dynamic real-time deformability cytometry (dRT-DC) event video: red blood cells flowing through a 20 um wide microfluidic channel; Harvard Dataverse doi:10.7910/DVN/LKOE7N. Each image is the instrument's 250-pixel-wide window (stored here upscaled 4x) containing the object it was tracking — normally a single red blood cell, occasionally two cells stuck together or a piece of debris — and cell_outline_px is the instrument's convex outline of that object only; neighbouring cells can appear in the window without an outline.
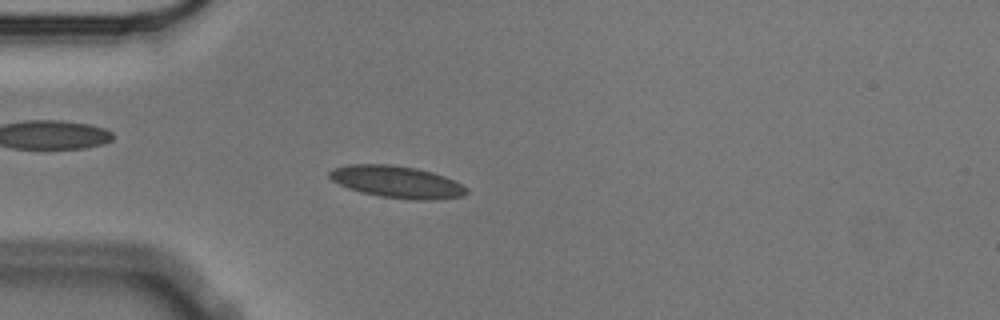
{"species": "Egyptian fruit bat (a non-hibernating species)", "species_latin": "Rousettus aegyptiacus", "temperature_condition": "cold", "stored_images_in_passage": 56, "camera_frame_rate_fps": 3000, "um_per_image_px": 0.085, "animal": {"sex": "male"}, "frame": {"image": 1, "passage_image": 15, "time_ms": 4.667, "image_size_px": [1000, 320], "cell_outline_px": [[468, 192], [464, 196], [428, 200], [412, 200], [380, 196], [360, 192], [348, 188], [332, 180], [328, 176], [328, 172], [332, 168], [348, 164], [392, 164], [416, 168], [432, 172], [444, 176], [468, 188]], "centroid_in_image_um": [33.71, 15.45], "position_along_channel_um": 51.3, "area_um2": 25.61}}
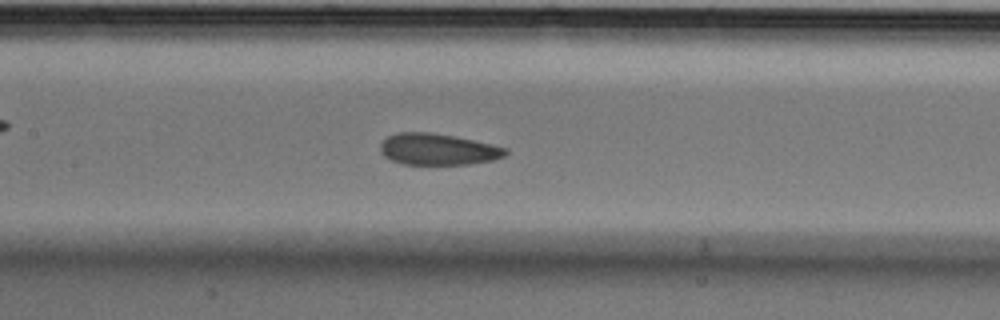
{"frame": {"image": 2, "passage_image": 26, "time_ms": 8.333, "image_size_px": [1000, 320], "cell_outline_px": [[508, 152], [504, 156], [492, 160], [468, 164], [404, 164], [392, 160], [384, 156], [380, 152], [380, 144], [388, 136], [396, 132], [432, 132], [456, 136], [492, 144], [508, 148]], "centroid_in_image_um": [37.22, 12.68], "position_along_channel_um": 170.2, "area_um2": 23.0}}
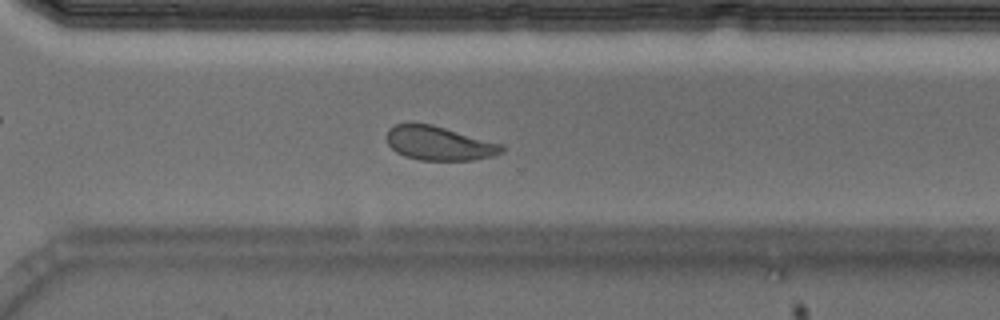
{"frame": {"image": 3, "passage_image": 40, "time_ms": 13.0, "image_size_px": [1000, 320], "cell_outline_px": [[504, 152], [492, 156], [472, 160], [420, 160], [404, 156], [396, 152], [388, 144], [388, 128], [396, 124], [432, 124], [500, 144], [504, 148]], "centroid_in_image_um": [37.31, 12.19], "position_along_channel_um": 333.3, "area_um2": 22.43}, "authors_computed_cell_mechanics": {"area_um2": 23.7558, "velocity_mm_per_s": 3.5092, "shape_relaxation_time_tau1_ms": 4.5515, "shape_relaxation_time_tau2_ms": 1.7568, "deformation_change_tau1": 0.1071, "deformation_change_tau2": 0.0725}}